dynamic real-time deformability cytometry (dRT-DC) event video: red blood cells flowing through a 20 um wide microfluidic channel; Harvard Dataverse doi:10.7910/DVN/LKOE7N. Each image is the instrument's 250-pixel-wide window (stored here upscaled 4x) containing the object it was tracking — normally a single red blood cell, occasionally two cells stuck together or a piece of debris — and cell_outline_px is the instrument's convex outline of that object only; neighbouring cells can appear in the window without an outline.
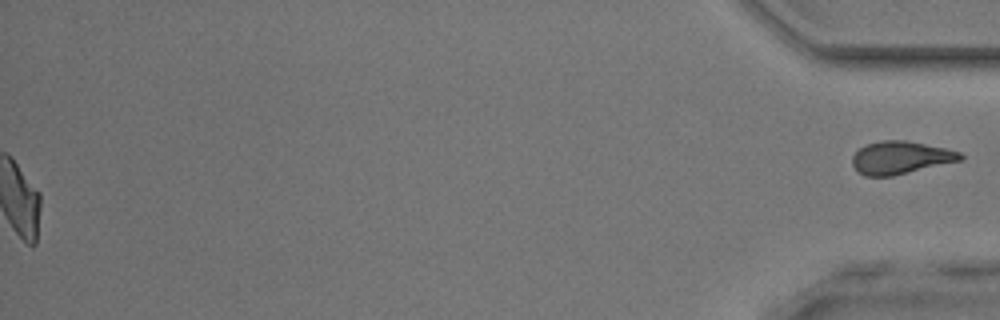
{"species": "common noctule bat (a hibernating species)", "species_latin": "Nyctalus noctula", "temperature_condition": "room temperature", "stored_images_in_passage": 45, "segment_of_instrument_passage": [2, 2], "camera_frame_rate_fps": 3000, "um_per_image_px": 0.085, "animal": {"sex": "male", "body_mass_g": 17.9, "forearm_length_mm": 54.2}, "frame": {"image": 1, "passage_image": 45, "time_ms": 14.667, "image_size_px": [1000, 320], "cell_outline_px": [[964, 156], [960, 160], [892, 176], [864, 176], [856, 172], [852, 164], [852, 156], [864, 144], [880, 140], [904, 140], [944, 148], [960, 152]], "centroid_in_image_um": [76.47, 13.4], "position_along_channel_um": 358.7, "area_um2": 20.52}}